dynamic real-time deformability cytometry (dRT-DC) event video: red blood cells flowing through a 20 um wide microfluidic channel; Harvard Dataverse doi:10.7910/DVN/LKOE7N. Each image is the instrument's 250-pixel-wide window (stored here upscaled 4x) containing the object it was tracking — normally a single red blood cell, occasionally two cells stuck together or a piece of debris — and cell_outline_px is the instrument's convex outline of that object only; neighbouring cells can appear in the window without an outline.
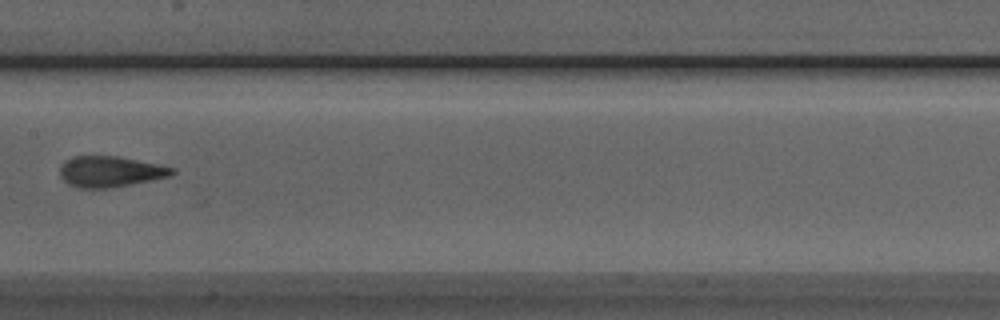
{"species": "Egyptian fruit bat (a non-hibernating species)", "species_latin": "Rousettus aegyptiacus", "temperature_condition": "room temperature", "stored_images_in_passage": 8, "camera_frame_rate_fps": 3000, "um_per_image_px": 0.085, "animal": {"sex": "male"}, "frame": {"image": 1, "passage_image": 7, "time_ms": 2.0, "image_size_px": [1000, 320], "cell_outline_px": [[176, 172], [168, 176], [108, 188], [80, 188], [68, 184], [60, 176], [60, 168], [64, 160], [76, 156], [120, 156], [176, 168]], "centroid_in_image_um": [9.34, 14.57], "position_along_channel_um": 198.1, "area_um2": 19.94}}
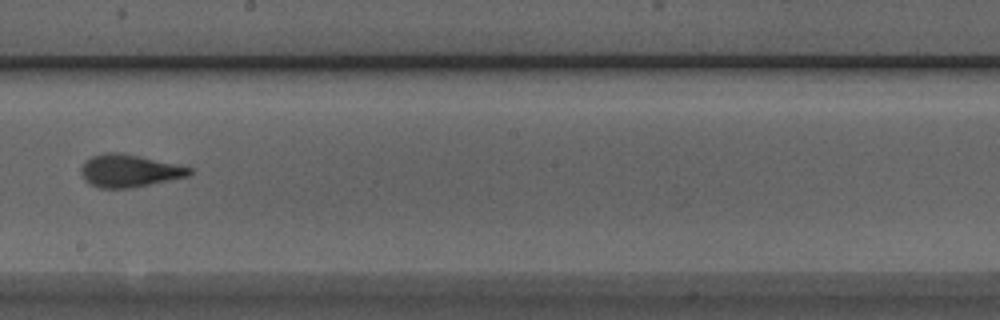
{"frame": {"image": 2, "passage_image": 8, "time_ms": 2.333, "image_size_px": [1000, 320], "cell_outline_px": [[192, 172], [188, 176], [128, 188], [100, 188], [88, 184], [84, 180], [80, 172], [80, 168], [92, 156], [104, 152], [120, 152], [176, 164], [192, 168]], "centroid_in_image_um": [10.94, 14.51], "position_along_channel_um": 237.3, "area_um2": 20.35}}